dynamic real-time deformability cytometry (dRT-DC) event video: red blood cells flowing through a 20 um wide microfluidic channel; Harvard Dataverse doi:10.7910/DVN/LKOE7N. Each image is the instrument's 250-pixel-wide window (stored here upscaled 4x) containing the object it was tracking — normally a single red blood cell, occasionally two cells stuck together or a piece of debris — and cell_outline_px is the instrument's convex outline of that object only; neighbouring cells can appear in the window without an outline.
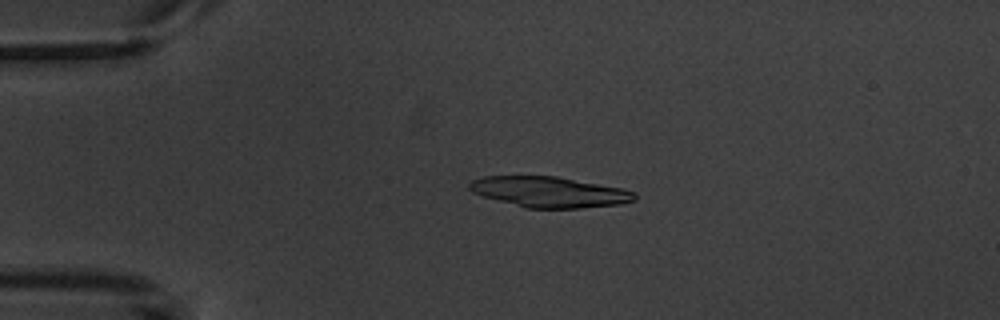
{"species": "common noctule bat (a hibernating species)", "species_latin": "Nyctalus noctula", "temperature_condition": "warm", "stored_images_in_passage": 5, "camera_frame_rate_fps": 3000, "um_per_image_px": 0.085, "animal": {"sex": "male", "body_mass_g": 20.1, "forearm_length_mm": 53.5}, "frame": {"image": 1, "passage_image": 4, "time_ms": 3.667, "image_size_px": [1000, 320], "cell_outline_px": [[636, 200], [620, 204], [580, 208], [524, 208], [484, 196], [472, 192], [468, 188], [468, 184], [472, 180], [484, 176], [556, 176], [624, 188], [636, 192]], "centroid_in_image_um": [46.72, 16.32], "position_along_channel_um": 38.3, "area_um2": 29.59}}